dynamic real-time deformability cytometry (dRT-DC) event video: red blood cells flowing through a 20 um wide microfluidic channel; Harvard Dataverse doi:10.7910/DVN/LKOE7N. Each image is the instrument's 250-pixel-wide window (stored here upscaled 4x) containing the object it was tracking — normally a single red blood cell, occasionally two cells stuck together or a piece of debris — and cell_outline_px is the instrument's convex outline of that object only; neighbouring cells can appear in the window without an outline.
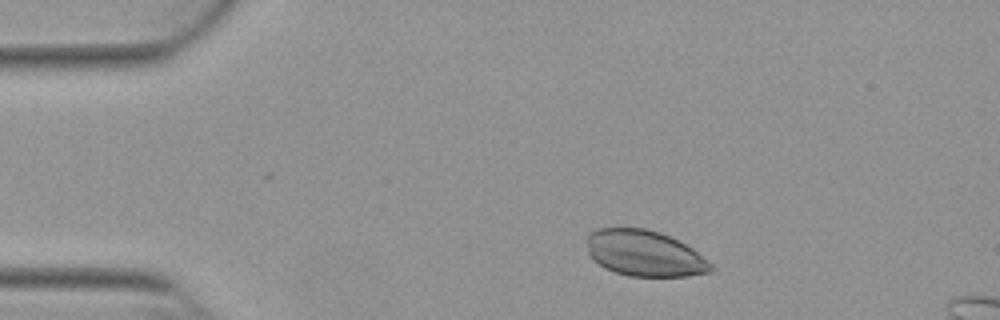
{"species": "Egyptian fruit bat (a non-hibernating species)", "species_latin": "Rousettus aegyptiacus", "temperature_condition": "warm", "stored_images_in_passage": 48, "camera_frame_rate_fps": 3000, "um_per_image_px": 0.085, "animal": {"sex": "female"}, "frame": {"image": 1, "passage_image": 5, "time_ms": 1.333, "image_size_px": [1000, 320], "cell_outline_px": [[716, 268], [712, 272], [688, 276], [628, 276], [604, 268], [592, 260], [588, 252], [584, 240], [588, 232], [596, 228], [644, 228], [660, 232], [692, 248], [712, 264]], "centroid_in_image_um": [54.73, 21.53], "position_along_channel_um": 30.3, "area_um2": 33.58}}
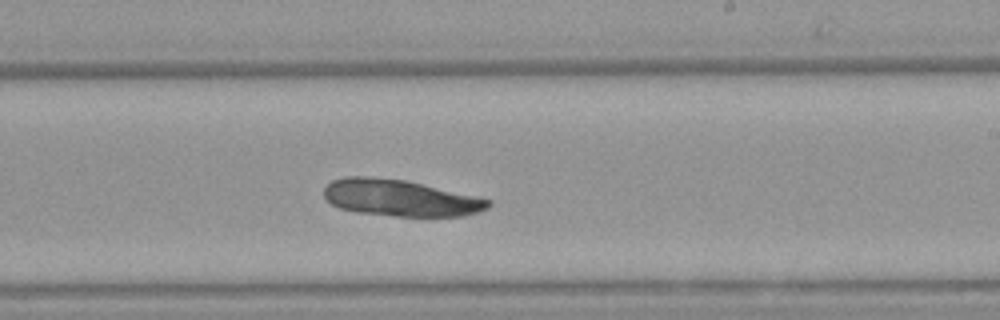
{"frame": {"image": 2, "passage_image": 27, "time_ms": 8.667, "image_size_px": [1000, 320], "cell_outline_px": [[492, 204], [488, 208], [464, 216], [396, 216], [356, 212], [340, 208], [332, 204], [324, 196], [324, 188], [332, 180], [344, 176], [368, 176], [404, 180], [476, 196], [492, 200]], "centroid_in_image_um": [34.0, 16.82], "position_along_channel_um": 255.0, "area_um2": 34.85}}
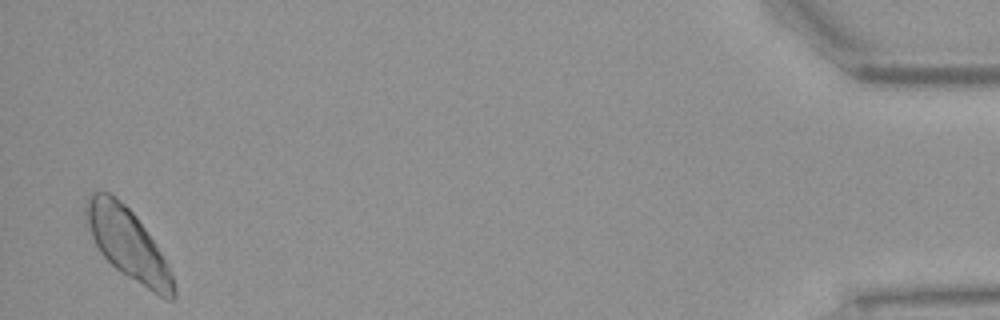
{"frame": {"image": 3, "passage_image": 47, "time_ms": 15.333, "image_size_px": [1000, 320], "cell_outline_px": [[176, 296], [172, 300], [168, 300], [152, 292], [120, 272], [100, 252], [84, 220], [84, 200], [92, 192], [104, 188], [116, 196], [136, 216], [168, 264], [176, 288]], "centroid_in_image_um": [10.82, 20.69], "position_along_channel_um": 424.4, "area_um2": 36.18}}